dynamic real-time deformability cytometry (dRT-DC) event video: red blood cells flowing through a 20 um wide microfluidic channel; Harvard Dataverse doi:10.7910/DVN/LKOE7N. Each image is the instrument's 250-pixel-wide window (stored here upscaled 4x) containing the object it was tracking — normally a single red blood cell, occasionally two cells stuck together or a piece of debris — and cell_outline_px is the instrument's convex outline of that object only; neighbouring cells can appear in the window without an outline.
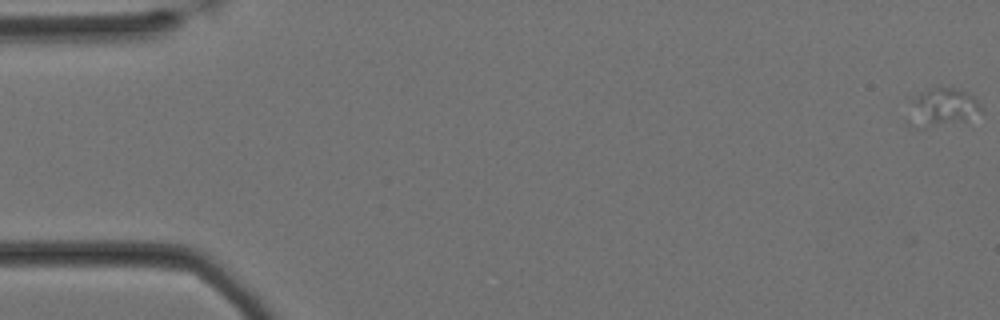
{"species": "Egyptian fruit bat (a non-hibernating species)", "species_latin": "Rousettus aegyptiacus", "temperature_condition": "cold", "stored_images_in_passage": 7, "camera_frame_rate_fps": 3000, "um_per_image_px": 0.085, "animal": {"sex": "female"}, "frame": {"image": 1, "passage_image": 1, "time_ms": 0.0, "image_size_px": [1000, 320], "cell_outline_px": [[984, 108], [964, 120], [924, 128], [908, 128], [904, 120], [908, 96], [932, 88], [952, 88], [968, 92]], "centroid_in_image_um": [79.86, 9.14], "position_along_channel_um": 5.1, "area_um2": 16.94}}